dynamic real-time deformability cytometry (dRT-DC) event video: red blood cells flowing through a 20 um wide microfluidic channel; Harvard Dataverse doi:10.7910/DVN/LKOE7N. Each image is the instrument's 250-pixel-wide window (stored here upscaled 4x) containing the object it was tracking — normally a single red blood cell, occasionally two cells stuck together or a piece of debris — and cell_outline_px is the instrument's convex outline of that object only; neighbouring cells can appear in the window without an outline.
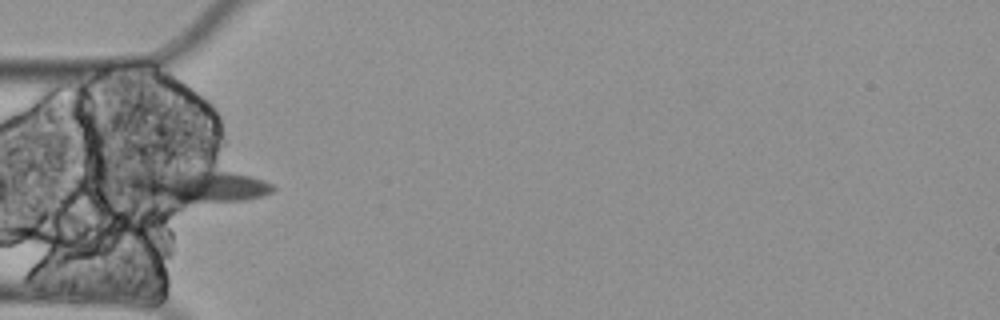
{"species": "Egyptian fruit bat (a non-hibernating species)", "species_latin": "Rousettus aegyptiacus", "temperature_condition": "cold", "stored_images_in_passage": 5, "camera_frame_rate_fps": 3000, "um_per_image_px": 0.085, "animal": {"sex": "female"}, "frame": {"image": 1, "passage_image": 5, "time_ms": 1.333, "image_size_px": [1000, 320], "cell_outline_px": [[276, 188], [272, 192], [260, 196], [244, 200], [176, 208], [128, 188], [128, 176], [144, 172], [228, 172], [248, 176], [264, 180], [272, 184]], "centroid_in_image_um": [16.83, 15.93], "position_along_channel_um": 68.2, "area_um2": 27.98}}